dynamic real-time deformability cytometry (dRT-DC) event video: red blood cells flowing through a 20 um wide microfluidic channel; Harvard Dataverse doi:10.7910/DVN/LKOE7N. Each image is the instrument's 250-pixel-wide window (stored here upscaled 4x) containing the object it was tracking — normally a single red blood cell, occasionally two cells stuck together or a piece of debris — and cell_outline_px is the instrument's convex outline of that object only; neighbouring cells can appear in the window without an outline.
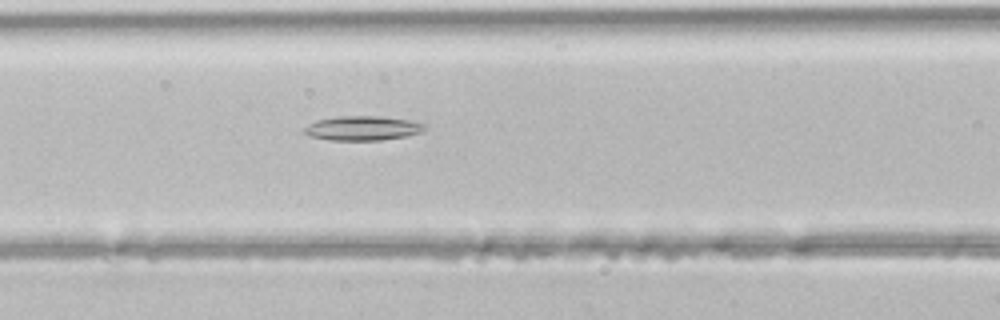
{"species": "common noctule bat (a hibernating species)", "species_latin": "Nyctalus noctula", "temperature_condition": "room temperature", "stored_images_in_passage": 33, "camera_frame_rate_fps": 3000, "um_per_image_px": 0.085, "animal": {"sex": "male", "body_mass_g": 21.5, "forearm_length_mm": 52.0}, "frame": {"image": 1, "passage_image": 6, "time_ms": 1.667, "image_size_px": [1000, 320], "cell_outline_px": [[428, 128], [420, 132], [408, 136], [380, 140], [328, 140], [308, 136], [304, 132], [304, 128], [308, 124], [316, 120], [340, 116], [376, 116], [408, 120], [424, 124]], "centroid_in_image_um": [30.8, 10.9], "position_along_channel_um": 135.8, "area_um2": 17.11}}
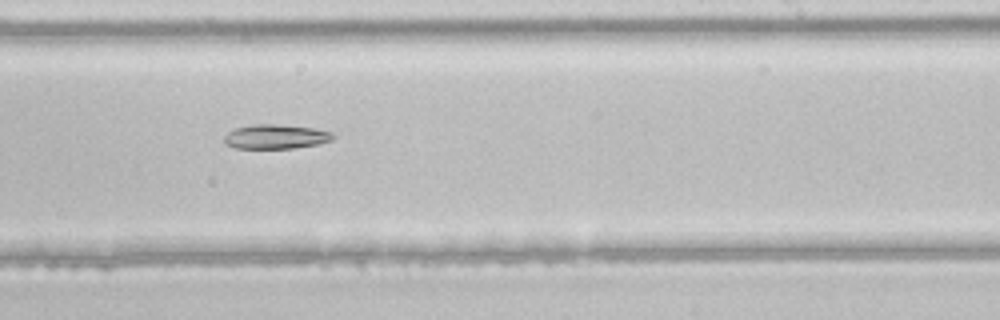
{"frame": {"image": 2, "passage_image": 15, "time_ms": 4.667, "image_size_px": [1000, 320], "cell_outline_px": [[336, 136], [332, 140], [320, 144], [296, 148], [236, 148], [228, 144], [224, 140], [224, 136], [232, 128], [252, 124], [276, 124], [312, 128], [332, 132]], "centroid_in_image_um": [23.46, 11.61], "position_along_channel_um": 265.5, "area_um2": 15.55}}
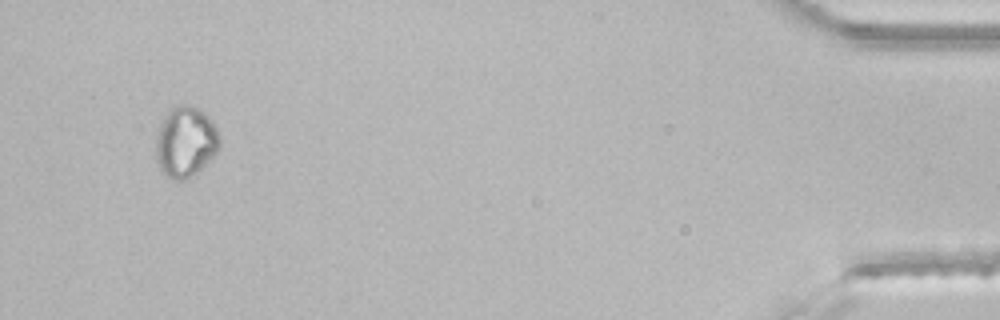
{"frame": {"image": 3, "passage_image": 31, "time_ms": 10.0, "image_size_px": [1000, 320], "cell_outline_px": [[220, 148], [188, 180], [172, 180], [164, 176], [160, 172], [156, 160], [156, 140], [160, 124], [168, 108], [172, 104], [188, 104], [200, 108], [216, 124], [220, 132]], "centroid_in_image_um": [15.76, 12.03], "position_along_channel_um": 419.4, "area_um2": 26.93}}